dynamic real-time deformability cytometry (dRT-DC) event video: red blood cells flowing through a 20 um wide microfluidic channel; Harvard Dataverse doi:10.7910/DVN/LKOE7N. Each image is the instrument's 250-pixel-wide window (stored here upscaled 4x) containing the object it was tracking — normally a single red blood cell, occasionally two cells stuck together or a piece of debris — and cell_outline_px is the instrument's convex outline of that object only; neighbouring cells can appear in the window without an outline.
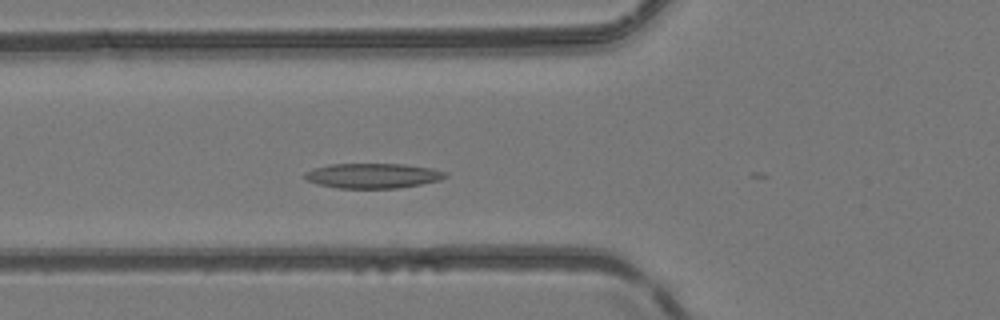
{"species": "common noctule bat (a hibernating species)", "species_latin": "Nyctalus noctula", "temperature_condition": "room temperature", "stored_images_in_passage": 26, "camera_frame_rate_fps": 3000, "um_per_image_px": 0.085, "animal": {"sex": "female", "body_mass_g": 24.6, "forearm_length_mm": 56.2}, "frame": {"image": 1, "passage_image": 14, "time_ms": 4.333, "image_size_px": [1000, 320], "cell_outline_px": [[448, 176], [440, 180], [400, 188], [336, 188], [320, 184], [308, 180], [304, 176], [304, 172], [312, 168], [328, 164], [404, 164], [432, 168], [448, 172]], "centroid_in_image_um": [31.71, 14.93], "position_along_channel_um": 94.1, "area_um2": 20.52}}
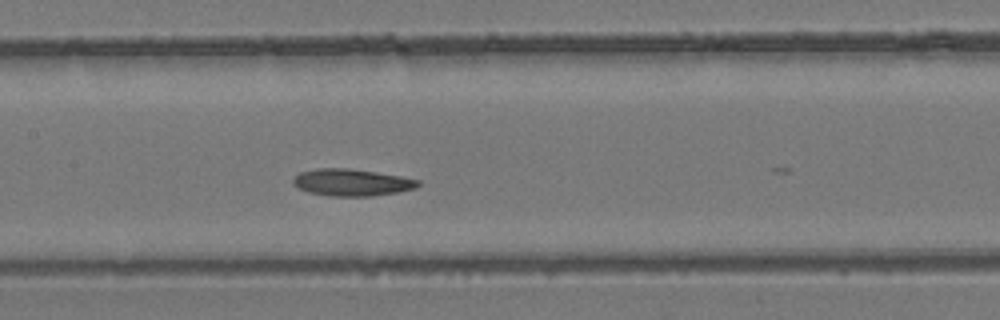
{"frame": {"image": 2, "passage_image": 20, "time_ms": 6.333, "image_size_px": [1000, 320], "cell_outline_px": [[420, 184], [416, 188], [396, 192], [372, 196], [328, 196], [308, 192], [296, 188], [292, 184], [292, 180], [300, 172], [316, 168], [348, 168], [376, 172], [400, 176], [420, 180]], "centroid_in_image_um": [29.86, 15.51], "position_along_channel_um": 177.5, "area_um2": 19.71}}
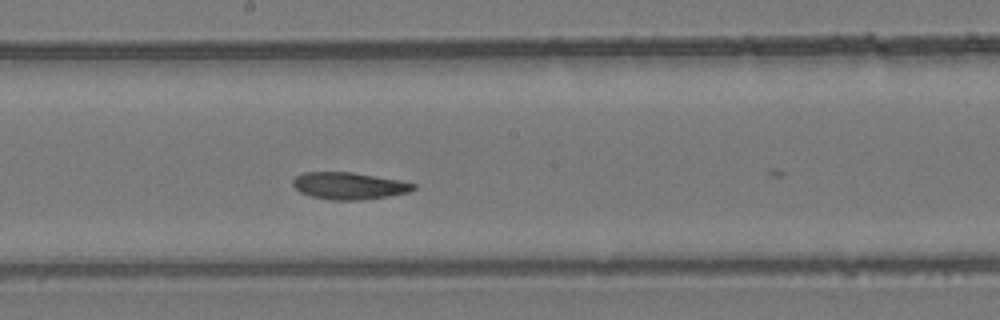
{"frame": {"image": 3, "passage_image": 23, "time_ms": 7.333, "image_size_px": [1000, 320], "cell_outline_px": [[416, 188], [408, 192], [388, 196], [360, 200], [332, 200], [312, 196], [300, 192], [292, 184], [292, 180], [296, 176], [304, 172], [352, 172], [400, 180], [416, 184]], "centroid_in_image_um": [29.66, 15.79], "position_along_channel_um": 218.5, "area_um2": 18.9}}